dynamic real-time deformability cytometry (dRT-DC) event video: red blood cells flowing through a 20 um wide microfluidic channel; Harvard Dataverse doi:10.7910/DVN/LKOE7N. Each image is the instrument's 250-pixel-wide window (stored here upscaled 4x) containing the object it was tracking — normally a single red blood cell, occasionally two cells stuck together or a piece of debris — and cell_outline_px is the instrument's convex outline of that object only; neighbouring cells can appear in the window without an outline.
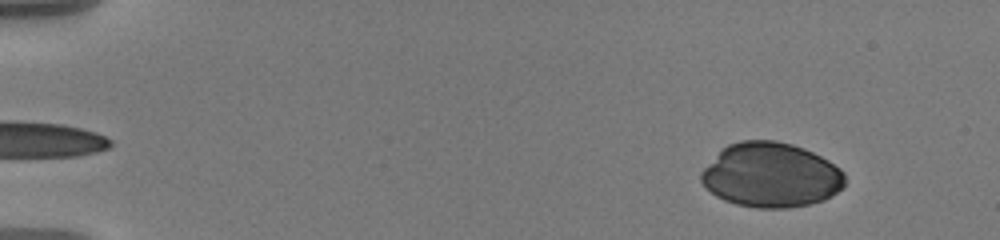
{"species": "human", "species_latin": "Homo sapiens", "temperature_condition": "warm", "stored_images_in_passage": 55, "camera_frame_rate_fps": 3000, "um_per_image_px": 0.085, "donor": {"sex": "male"}, "frame": {"image": 1, "passage_image": 4, "time_ms": 1.0, "image_size_px": [1000, 240], "cell_outline_px": [[844, 184], [832, 196], [824, 200], [808, 204], [788, 208], [756, 208], [736, 204], [724, 200], [716, 196], [700, 180], [700, 172], [728, 144], [740, 140], [776, 140], [792, 144], [804, 148], [828, 160], [840, 168], [844, 172]], "centroid_in_image_um": [65.54, 14.88], "position_along_channel_um": 19.5, "area_um2": 53.99}}
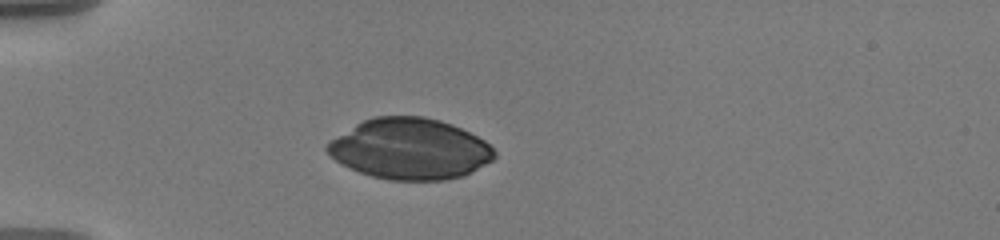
{"frame": {"image": 2, "passage_image": 15, "time_ms": 4.667, "image_size_px": [1000, 240], "cell_outline_px": [[496, 156], [492, 160], [472, 172], [464, 176], [444, 180], [392, 180], [372, 176], [360, 172], [336, 160], [324, 148], [332, 140], [356, 124], [364, 120], [376, 116], [424, 116], [440, 120], [452, 124], [484, 140], [496, 152]], "centroid_in_image_um": [34.88, 12.66], "position_along_channel_um": 50.1, "area_um2": 58.78}}
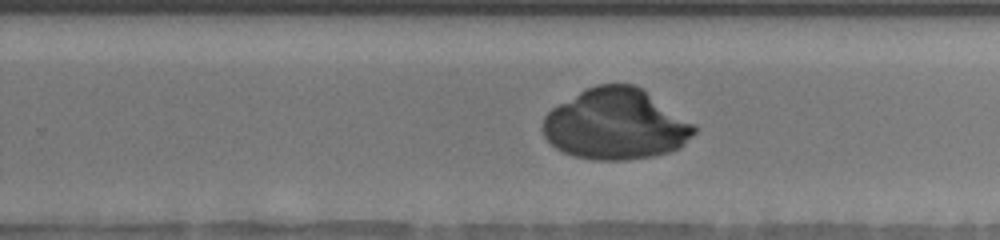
{"frame": {"image": 3, "passage_image": 36, "time_ms": 11.667, "image_size_px": [1000, 240], "cell_outline_px": [[696, 132], [680, 148], [668, 152], [652, 156], [628, 160], [592, 160], [572, 156], [556, 148], [544, 136], [544, 116], [552, 108], [584, 88], [596, 84], [632, 84], [644, 88], [696, 124]], "centroid_in_image_um": [52.38, 10.55], "position_along_channel_um": 277.4, "area_um2": 63.0}}